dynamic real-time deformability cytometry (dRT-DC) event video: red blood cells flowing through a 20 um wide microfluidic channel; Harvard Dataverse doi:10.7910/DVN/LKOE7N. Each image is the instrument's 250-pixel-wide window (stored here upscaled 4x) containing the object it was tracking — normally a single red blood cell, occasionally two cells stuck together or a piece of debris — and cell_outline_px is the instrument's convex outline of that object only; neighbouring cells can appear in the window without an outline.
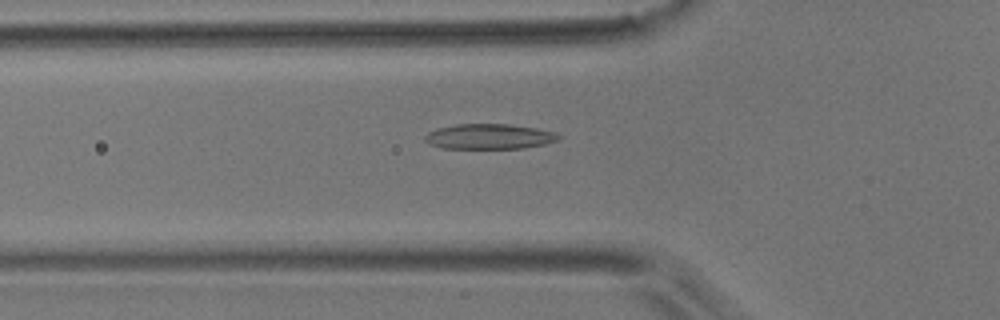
{"species": "common noctule bat (a hibernating species)", "species_latin": "Nyctalus noctula", "temperature_condition": "room temperature", "stored_images_in_passage": 40, "camera_frame_rate_fps": 3000, "um_per_image_px": 0.085, "animal": {"sex": "male", "body_mass_g": 17.9}, "frame": {"image": 1, "passage_image": 4, "time_ms": 1.0, "image_size_px": [1000, 320], "cell_outline_px": [[560, 136], [556, 140], [544, 144], [524, 148], [444, 148], [428, 144], [424, 140], [424, 136], [428, 132], [436, 128], [456, 124], [508, 124], [536, 128], [556, 132]], "centroid_in_image_um": [41.54, 11.6], "position_along_channel_um": 84.3, "area_um2": 19.59}}
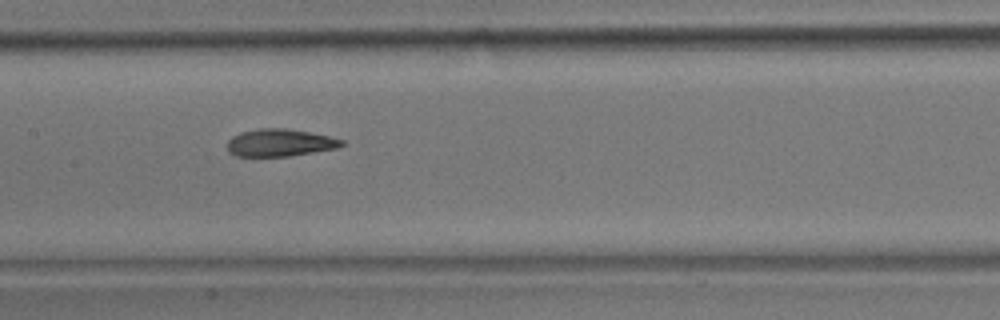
{"frame": {"image": 2, "passage_image": 12, "time_ms": 3.667, "image_size_px": [1000, 320], "cell_outline_px": [[344, 144], [336, 148], [288, 156], [236, 156], [228, 152], [228, 140], [232, 136], [240, 132], [260, 128], [288, 128], [328, 136], [344, 140]], "centroid_in_image_um": [23.75, 12.12], "position_along_channel_um": 183.6, "area_um2": 18.15}}
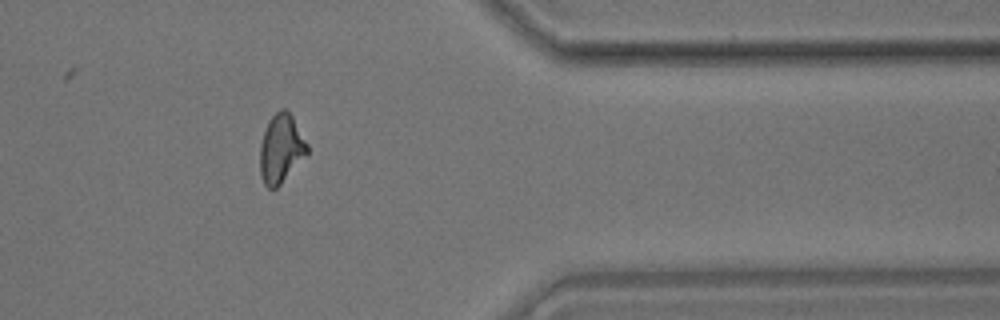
{"frame": {"image": 3, "passage_image": 30, "time_ms": 9.667, "image_size_px": [1000, 320], "cell_outline_px": [[308, 152], [280, 184], [276, 188], [268, 188], [264, 184], [260, 176], [260, 144], [268, 120], [280, 108], [288, 108], [308, 144]], "centroid_in_image_um": [23.87, 12.6], "position_along_channel_um": 387.5, "area_um2": 18.84}, "authors_computed_cell_mechanics": {"area_um2": 18.6694, "velocity_mm_per_s": 3.6937, "shape_relaxation_time_tau1_ms": 10.4457, "shape_relaxation_time_tau2_ms": 3.1639, "deformation_change_tau1": 0.2337, "deformation_change_tau2": 0.1214}}